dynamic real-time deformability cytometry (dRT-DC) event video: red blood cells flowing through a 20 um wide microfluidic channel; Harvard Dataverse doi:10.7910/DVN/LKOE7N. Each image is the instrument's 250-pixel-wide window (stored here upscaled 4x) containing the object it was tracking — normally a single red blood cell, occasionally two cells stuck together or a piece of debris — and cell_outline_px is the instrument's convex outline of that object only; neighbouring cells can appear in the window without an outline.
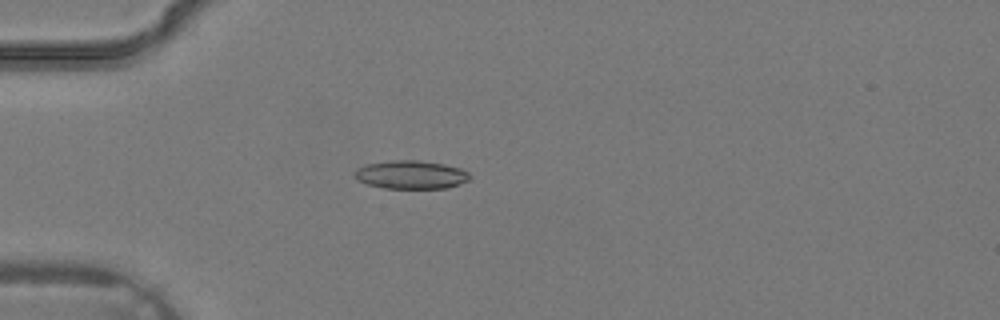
{"species": "common noctule bat (a hibernating species)", "species_latin": "Nyctalus noctula", "temperature_condition": "warm", "stored_images_in_passage": 36, "camera_frame_rate_fps": 3000, "um_per_image_px": 0.085, "animal": {"sex": "male", "body_mass_g": 19.2, "forearm_length_mm": 51.8}, "frame": {"image": 1, "passage_image": 10, "time_ms": 3.0, "image_size_px": [1000, 320], "cell_outline_px": [[472, 176], [468, 180], [448, 188], [384, 188], [368, 184], [360, 180], [352, 172], [356, 168], [364, 164], [392, 160], [416, 160], [444, 164], [460, 168], [468, 172]], "centroid_in_image_um": [34.93, 14.84], "position_along_channel_um": 50.1, "area_um2": 19.02}}
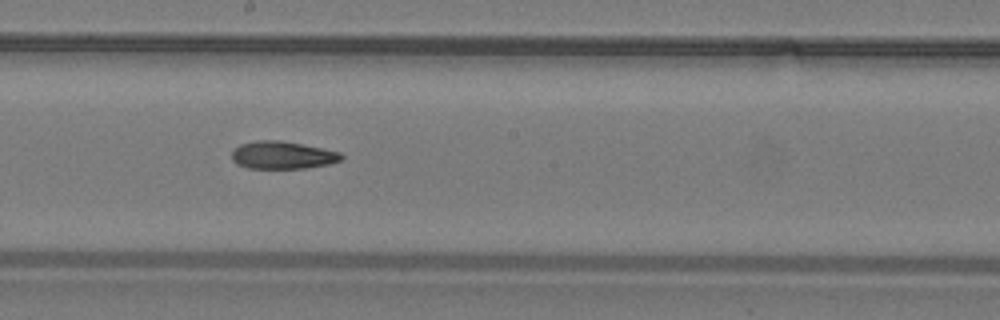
{"frame": {"image": 2, "passage_image": 20, "time_ms": 6.333, "image_size_px": [1000, 320], "cell_outline_px": [[344, 156], [340, 160], [328, 164], [308, 168], [248, 168], [236, 164], [232, 160], [232, 152], [240, 144], [256, 140], [280, 140], [340, 152]], "centroid_in_image_um": [23.98, 13.19], "position_along_channel_um": 224.2, "area_um2": 17.51}}
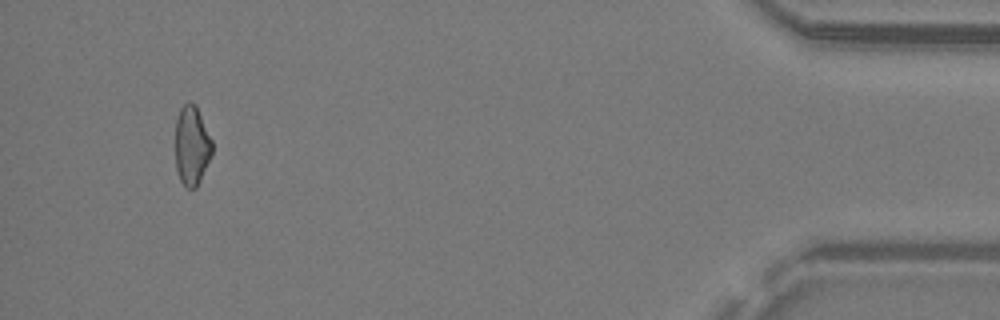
{"frame": {"image": 3, "passage_image": 34, "time_ms": 11.0, "image_size_px": [1000, 320], "cell_outline_px": [[212, 152], [200, 180], [196, 188], [188, 188], [180, 180], [176, 168], [176, 116], [180, 108], [188, 100], [196, 104], [212, 140]], "centroid_in_image_um": [16.29, 12.32], "position_along_channel_um": 418.9, "area_um2": 16.99}}